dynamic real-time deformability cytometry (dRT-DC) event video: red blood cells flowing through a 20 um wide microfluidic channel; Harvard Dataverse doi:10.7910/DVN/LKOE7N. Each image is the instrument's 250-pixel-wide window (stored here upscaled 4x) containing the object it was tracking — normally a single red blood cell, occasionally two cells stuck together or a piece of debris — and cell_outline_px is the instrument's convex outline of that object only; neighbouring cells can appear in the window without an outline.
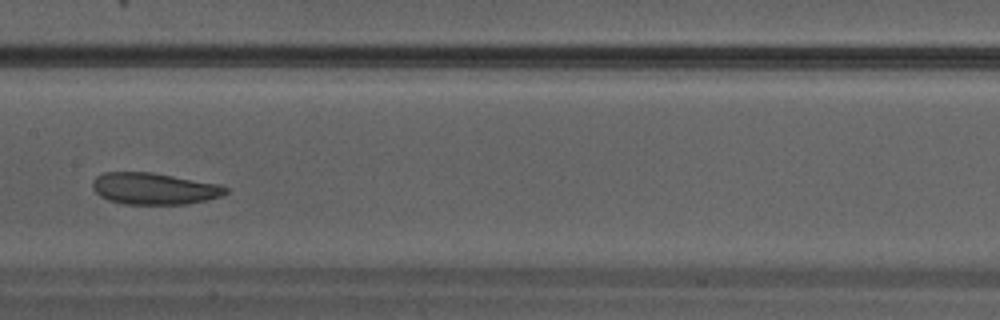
{"species": "Egyptian fruit bat (a non-hibernating species)", "species_latin": "Rousettus aegyptiacus", "temperature_condition": "warm", "stored_images_in_passage": 29, "camera_frame_rate_fps": 3000, "um_per_image_px": 0.085, "animal": {"sex": "male"}, "frame": {"image": 1, "passage_image": 13, "time_ms": 4.0, "image_size_px": [1000, 320], "cell_outline_px": [[228, 192], [220, 196], [188, 204], [124, 204], [108, 200], [100, 196], [92, 188], [92, 180], [96, 176], [104, 172], [152, 172], [220, 184], [228, 188]], "centroid_in_image_um": [13.08, 16.03], "position_along_channel_um": 194.3, "area_um2": 24.62}}